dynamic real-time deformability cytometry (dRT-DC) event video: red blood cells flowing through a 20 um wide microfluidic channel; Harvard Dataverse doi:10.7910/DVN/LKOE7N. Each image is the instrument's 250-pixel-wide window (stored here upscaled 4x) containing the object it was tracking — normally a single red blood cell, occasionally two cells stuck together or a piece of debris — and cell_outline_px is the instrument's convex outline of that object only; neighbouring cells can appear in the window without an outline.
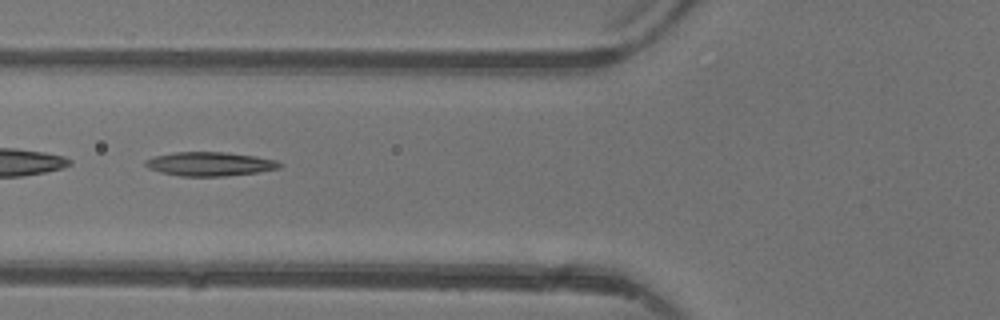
{"species": "common noctule bat (a hibernating species)", "species_latin": "Nyctalus noctula", "temperature_condition": "warm", "stored_images_in_passage": 5, "camera_frame_rate_fps": 3000, "um_per_image_px": 0.085, "animal": {"sex": "female"}, "frame": {"image": 1, "passage_image": 5, "time_ms": 4.667, "image_size_px": [1000, 320], "cell_outline_px": [[280, 168], [256, 172], [224, 176], [180, 176], [160, 172], [148, 168], [144, 164], [144, 160], [152, 156], [172, 152], [224, 152], [256, 156], [276, 160], [280, 164]], "centroid_in_image_um": [17.76, 13.93], "position_along_channel_um": 108.0, "area_um2": 18.73}}